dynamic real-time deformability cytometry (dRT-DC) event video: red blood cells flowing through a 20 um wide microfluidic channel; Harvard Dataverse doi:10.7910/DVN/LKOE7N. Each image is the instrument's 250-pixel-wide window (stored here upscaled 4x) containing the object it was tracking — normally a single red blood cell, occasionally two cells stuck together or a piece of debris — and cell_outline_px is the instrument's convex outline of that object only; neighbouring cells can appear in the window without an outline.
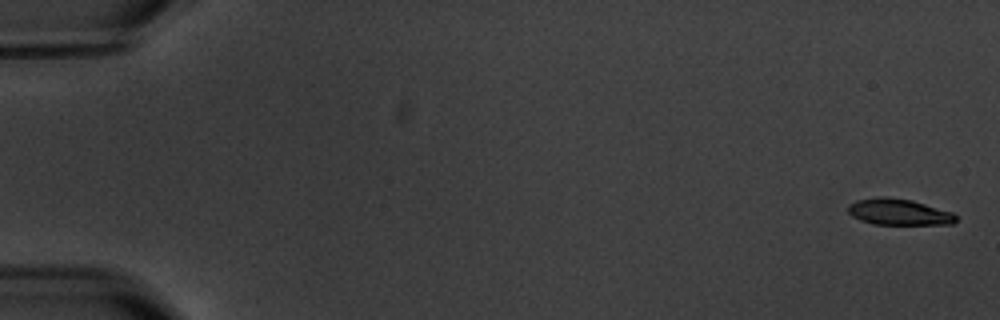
{"species": "common noctule bat (a hibernating species)", "species_latin": "Nyctalus noctula", "temperature_condition": "warm", "stored_images_in_passage": 7, "segment_of_instrument_passage": [1, 2], "camera_frame_rate_fps": 3000, "um_per_image_px": 0.085, "animal": {"sex": "male", "body_mass_g": 20.1, "forearm_length_mm": 53.5}, "frame": {"image": 1, "passage_image": 1, "time_ms": 0.0, "image_size_px": [1000, 320], "cell_outline_px": [[956, 220], [952, 224], [872, 224], [860, 220], [852, 216], [848, 212], [848, 204], [856, 200], [880, 196], [884, 196], [912, 200], [952, 212], [956, 216]], "centroid_in_image_um": [76.36, 18.01], "position_along_channel_um": 8.6, "area_um2": 16.47}}
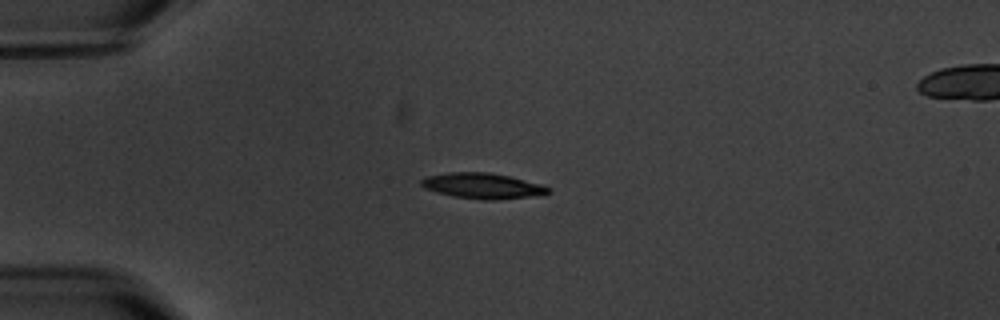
{"frame": {"image": 2, "passage_image": 5, "time_ms": 4.667, "image_size_px": [1000, 320], "cell_outline_px": [[552, 192], [528, 196], [492, 200], [484, 200], [452, 196], [436, 192], [424, 188], [420, 184], [420, 180], [428, 176], [448, 172], [488, 172], [508, 176], [544, 184], [552, 188]], "centroid_in_image_um": [41.02, 15.79], "position_along_channel_um": 44.0, "area_um2": 18.9}}